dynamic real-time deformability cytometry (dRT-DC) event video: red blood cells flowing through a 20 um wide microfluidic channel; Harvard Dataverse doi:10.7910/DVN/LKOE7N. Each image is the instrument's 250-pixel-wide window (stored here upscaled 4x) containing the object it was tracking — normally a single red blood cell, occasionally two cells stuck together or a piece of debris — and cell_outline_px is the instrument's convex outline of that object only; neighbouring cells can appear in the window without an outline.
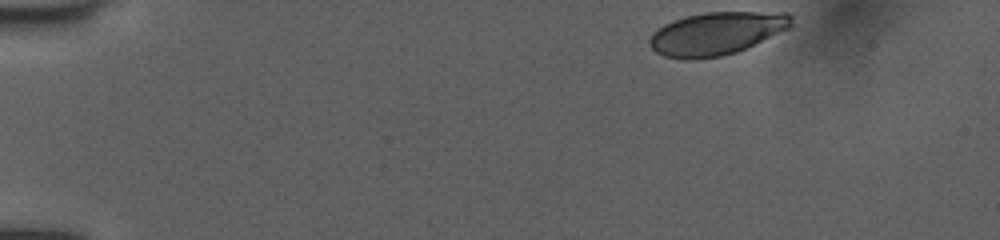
{"species": "human", "species_latin": "Homo sapiens", "temperature_condition": "room temperature", "stored_images_in_passage": 37, "camera_frame_rate_fps": 3000, "um_per_image_px": 0.085, "donor": {"sex": "female"}, "frame": {"image": 1, "passage_image": 1, "time_ms": 0.0, "image_size_px": [1000, 240], "cell_outline_px": [[792, 28], [736, 52], [720, 56], [692, 60], [684, 60], [664, 56], [656, 52], [648, 44], [648, 40], [656, 28], [672, 20], [704, 12], [788, 12], [792, 16]], "centroid_in_image_um": [60.9, 2.84], "position_along_channel_um": 24.1, "area_um2": 35.78}}
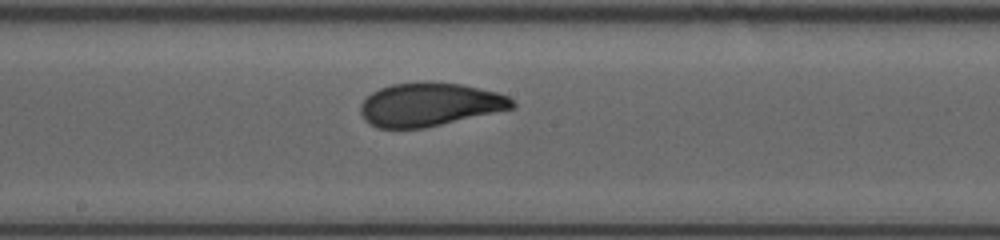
{"frame": {"image": 2, "passage_image": 20, "time_ms": 6.333, "image_size_px": [1000, 240], "cell_outline_px": [[516, 108], [424, 128], [376, 128], [368, 124], [364, 120], [360, 112], [360, 104], [372, 92], [380, 88], [392, 84], [428, 80], [460, 84], [496, 92], [508, 96], [516, 104]], "centroid_in_image_um": [36.5, 8.88], "position_along_channel_um": 211.7, "area_um2": 38.73}}
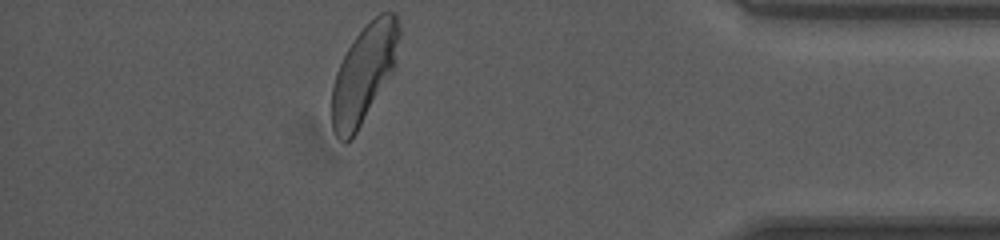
{"frame": {"image": 3, "passage_image": 37, "time_ms": 12.0, "image_size_px": [1000, 240], "cell_outline_px": [[400, 36], [396, 64], [392, 72], [352, 140], [344, 144], [336, 136], [332, 128], [332, 88], [336, 72], [348, 48], [356, 36], [380, 12], [396, 12], [400, 28]], "centroid_in_image_um": [30.94, 6.28], "position_along_channel_um": 404.3, "area_um2": 38.09}, "authors_computed_cell_mechanics": {"area_um2": 38.6682, "velocity_mm_per_s": 3.9939, "shape_relaxation_time_tau1_ms": 5.3133, "shape_relaxation_time_tau2_ms": null, "deformation_change_tau1": 0.1694, "deformation_change_tau2": null}}